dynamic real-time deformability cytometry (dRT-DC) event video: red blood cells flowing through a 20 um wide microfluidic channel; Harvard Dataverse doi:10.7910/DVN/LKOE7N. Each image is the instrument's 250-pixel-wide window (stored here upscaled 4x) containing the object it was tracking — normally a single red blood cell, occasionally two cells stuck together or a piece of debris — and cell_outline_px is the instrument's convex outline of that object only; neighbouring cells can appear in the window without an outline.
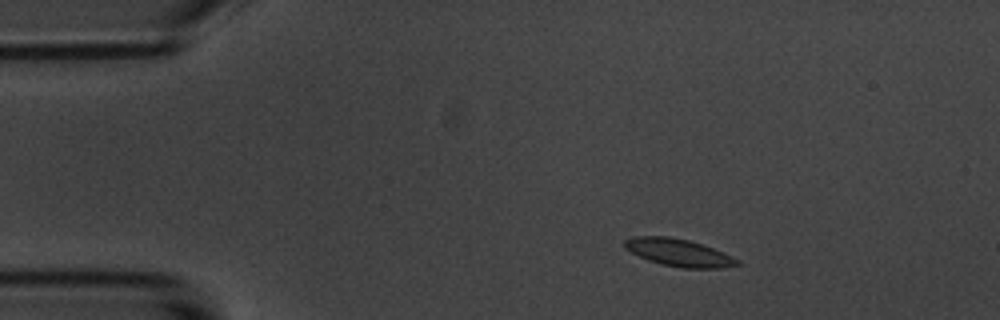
{"species": "common noctule bat (a hibernating species)", "species_latin": "Nyctalus noctula", "temperature_condition": "room temperature", "stored_images_in_passage": 54, "camera_frame_rate_fps": 3000, "um_per_image_px": 0.085, "animal": {"sex": "male", "body_mass_g": 20.1, "forearm_length_mm": 53.5}, "frame": {"image": 1, "passage_image": 7, "time_ms": 2.0, "image_size_px": [1000, 320], "cell_outline_px": [[744, 264], [720, 268], [680, 268], [660, 264], [648, 260], [624, 248], [624, 240], [636, 236], [668, 236], [688, 240], [712, 248], [732, 256], [740, 260]], "centroid_in_image_um": [57.71, 21.48], "position_along_channel_um": 27.3, "area_um2": 17.98}}
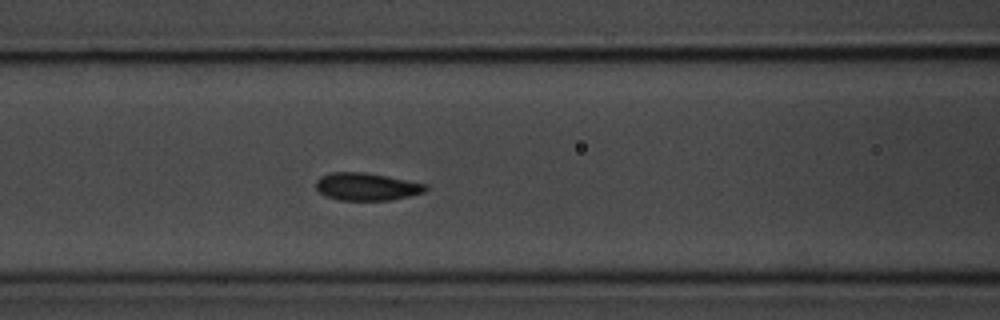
{"frame": {"image": 2, "passage_image": 21, "time_ms": 6.667, "image_size_px": [1000, 320], "cell_outline_px": [[428, 188], [424, 192], [392, 200], [340, 200], [324, 196], [316, 188], [316, 180], [320, 176], [332, 172], [364, 172], [388, 176], [428, 184]], "centroid_in_image_um": [31.16, 15.86], "position_along_channel_um": 135.4, "area_um2": 17.74}}
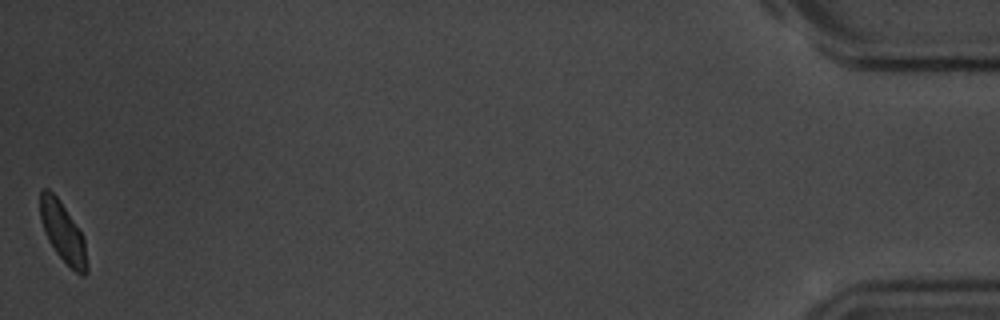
{"frame": {"image": 3, "passage_image": 54, "time_ms": 17.667, "image_size_px": [1000, 320], "cell_outline_px": [[88, 272], [84, 276], [80, 276], [56, 252], [48, 240], [44, 232], [40, 220], [40, 192], [44, 188], [48, 188], [60, 200], [84, 236], [88, 268]], "centroid_in_image_um": [5.35, 19.74], "position_along_channel_um": 429.8, "area_um2": 16.42}, "authors_computed_cell_mechanics": {"area_um2": 17.3689, "velocity_mm_per_s": 3.5479, "shape_relaxation_time_tau1_ms": 1.9793, "shape_relaxation_time_tau2_ms": null, "deformation_change_tau1": 0.0644, "deformation_change_tau2": null}}